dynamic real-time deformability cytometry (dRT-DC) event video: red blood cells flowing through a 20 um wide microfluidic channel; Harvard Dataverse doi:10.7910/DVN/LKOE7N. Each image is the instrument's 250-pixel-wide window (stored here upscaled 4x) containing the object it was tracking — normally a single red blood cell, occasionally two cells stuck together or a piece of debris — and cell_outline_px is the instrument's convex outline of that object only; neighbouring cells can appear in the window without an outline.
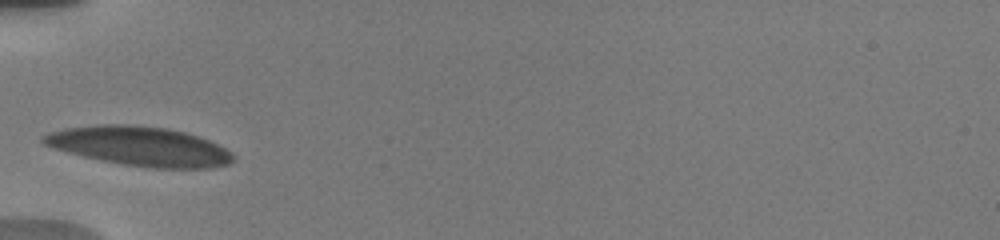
{"species": "human", "species_latin": "Homo sapiens", "temperature_condition": "warm", "stored_images_in_passage": 6, "camera_frame_rate_fps": 3000, "um_per_image_px": 0.085, "donor": {"sex": "male"}, "frame": {"image": 1, "passage_image": 1, "time_ms": 0.0, "image_size_px": [1000, 240], "cell_outline_px": [[232, 160], [228, 164], [212, 168], [156, 168], [124, 164], [100, 160], [68, 152], [44, 144], [40, 140], [40, 136], [48, 132], [64, 128], [100, 124], [128, 124], [164, 128], [184, 132], [208, 140], [232, 152]], "centroid_in_image_um": [11.83, 12.42], "position_along_channel_um": 73.2, "area_um2": 43.06}}
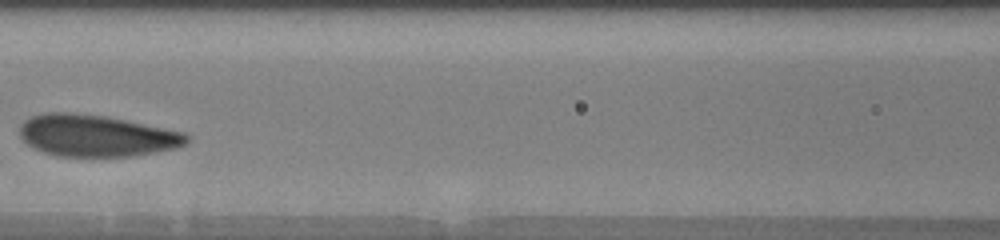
{"frame": {"image": 2, "passage_image": 4, "time_ms": 2.333, "image_size_px": [1000, 240], "cell_outline_px": [[188, 144], [176, 148], [132, 156], [56, 156], [32, 148], [20, 136], [20, 124], [28, 116], [44, 112], [72, 112], [104, 116], [184, 132], [188, 136]], "centroid_in_image_um": [8.14, 11.52], "position_along_channel_um": 158.5, "area_um2": 40.63}}
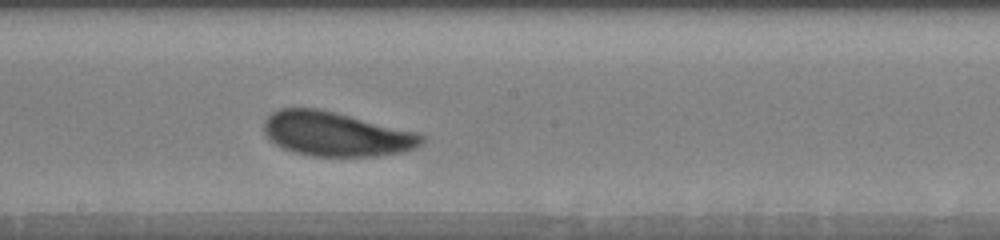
{"frame": {"image": 3, "passage_image": 6, "time_ms": 4.0, "image_size_px": [1000, 240], "cell_outline_px": [[424, 140], [416, 148], [404, 152], [376, 156], [312, 156], [292, 152], [276, 144], [264, 132], [264, 120], [272, 112], [280, 108], [316, 108], [336, 112], [416, 132], [424, 136]], "centroid_in_image_um": [28.56, 11.39], "position_along_channel_um": 219.6, "area_um2": 40.63}}